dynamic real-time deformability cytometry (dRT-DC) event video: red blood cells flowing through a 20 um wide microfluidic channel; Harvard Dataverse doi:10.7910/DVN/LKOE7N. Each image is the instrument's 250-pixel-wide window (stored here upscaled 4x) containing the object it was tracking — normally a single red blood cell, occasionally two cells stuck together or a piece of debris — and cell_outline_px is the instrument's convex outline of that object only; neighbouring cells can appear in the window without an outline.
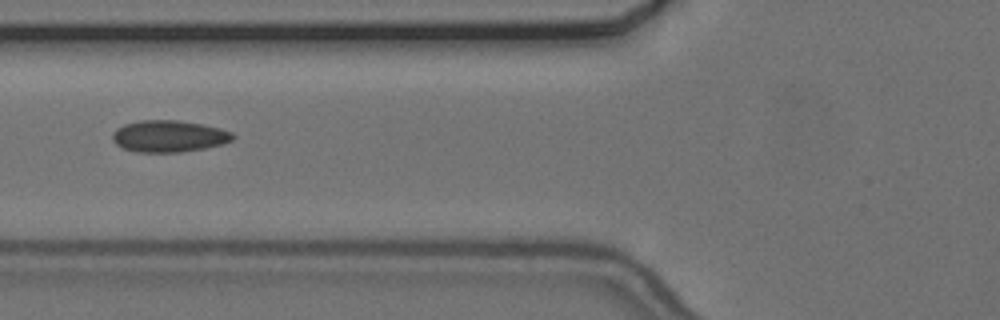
{"species": "common noctule bat (a hibernating species)", "species_latin": "Nyctalus noctula", "temperature_condition": "cold", "stored_images_in_passage": 43, "camera_frame_rate_fps": 3000, "um_per_image_px": 0.085, "animal": {"sex": "female", "body_mass_g": 24.6, "forearm_length_mm": 56.2}, "frame": {"image": 1, "passage_image": 13, "time_ms": 4.0, "image_size_px": [1000, 320], "cell_outline_px": [[236, 136], [232, 140], [224, 144], [204, 148], [180, 152], [136, 152], [124, 148], [116, 144], [112, 140], [112, 132], [116, 128], [124, 124], [140, 120], [176, 120], [200, 124], [220, 128], [232, 132]], "centroid_in_image_um": [14.35, 11.58], "position_along_channel_um": 111.5, "area_um2": 22.31}}
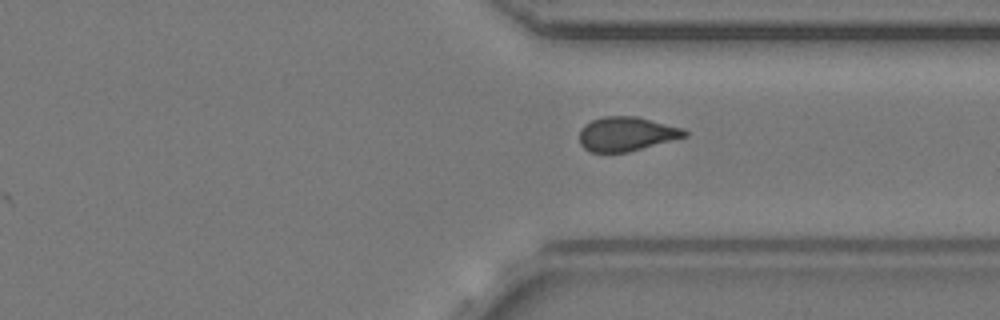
{"frame": {"image": 2, "passage_image": 33, "time_ms": 10.667, "image_size_px": [1000, 320], "cell_outline_px": [[688, 136], [628, 152], [588, 152], [580, 144], [580, 128], [584, 124], [592, 120], [604, 116], [636, 116], [684, 128], [688, 132]], "centroid_in_image_um": [53.24, 11.38], "position_along_channel_um": 358.2, "area_um2": 21.1}}
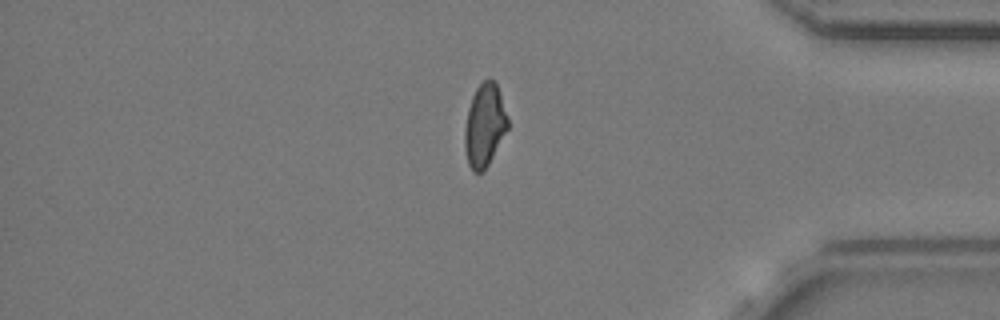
{"frame": {"image": 3, "passage_image": 38, "time_ms": 12.333, "image_size_px": [1000, 320], "cell_outline_px": [[508, 128], [484, 172], [472, 172], [468, 164], [464, 148], [464, 132], [468, 108], [472, 96], [476, 88], [484, 80], [496, 80], [508, 116]], "centroid_in_image_um": [41.19, 10.66], "position_along_channel_um": 394.0, "area_um2": 20.92}}